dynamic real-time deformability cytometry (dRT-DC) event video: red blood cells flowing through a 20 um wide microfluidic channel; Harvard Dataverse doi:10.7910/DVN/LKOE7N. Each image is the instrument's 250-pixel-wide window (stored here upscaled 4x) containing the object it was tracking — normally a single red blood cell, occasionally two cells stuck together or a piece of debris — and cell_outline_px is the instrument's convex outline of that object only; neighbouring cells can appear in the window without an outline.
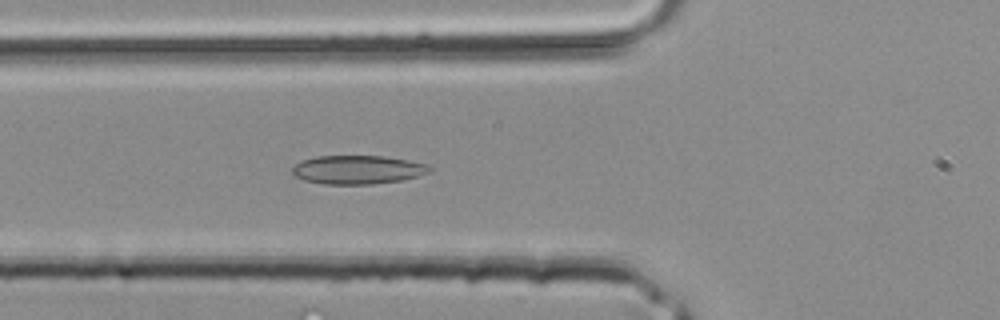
{"species": "common noctule bat (a hibernating species)", "species_latin": "Nyctalus noctula", "temperature_condition": "room temperature", "stored_images_in_passage": 41, "camera_frame_rate_fps": 3000, "um_per_image_px": 0.085, "animal": {"sex": "male", "body_mass_g": 20.4}, "frame": {"image": 1, "passage_image": 14, "time_ms": 4.333, "image_size_px": [1000, 320], "cell_outline_px": [[432, 172], [420, 176], [400, 180], [372, 184], [324, 184], [304, 180], [292, 176], [292, 168], [300, 160], [316, 156], [384, 156], [408, 160], [428, 164], [432, 168]], "centroid_in_image_um": [30.4, 14.42], "position_along_channel_um": 95.4, "area_um2": 23.18}}
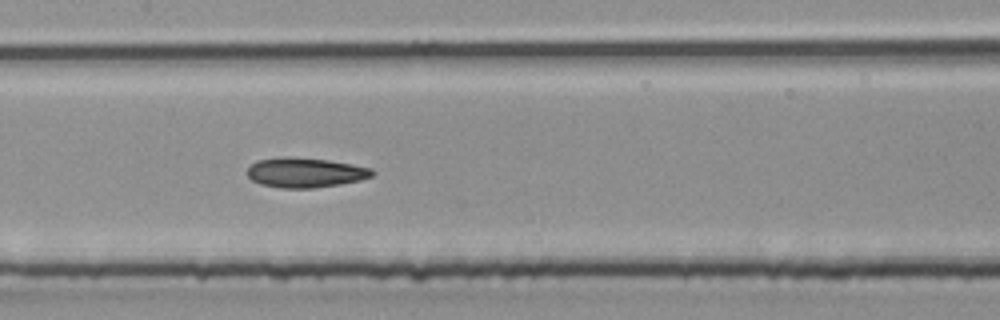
{"frame": {"image": 2, "passage_image": 19, "time_ms": 6.0, "image_size_px": [1000, 320], "cell_outline_px": [[376, 172], [372, 176], [360, 180], [340, 184], [312, 188], [280, 188], [260, 184], [252, 180], [248, 176], [248, 168], [256, 160], [328, 160], [352, 164], [372, 168]], "centroid_in_image_um": [26.02, 14.72], "position_along_channel_um": 181.4, "area_um2": 20.69}}
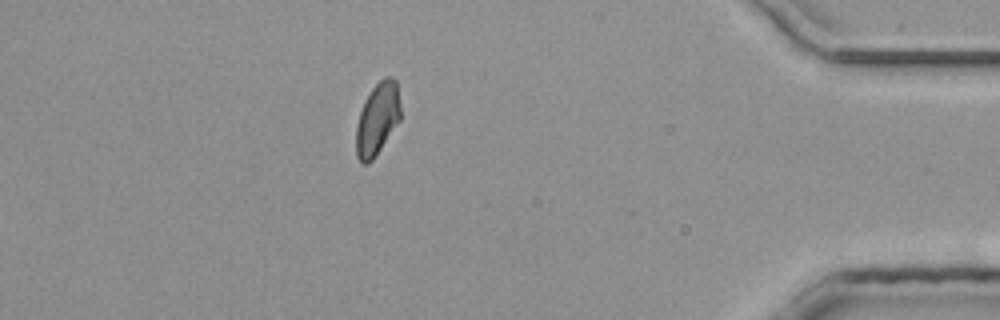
{"frame": {"image": 3, "passage_image": 41, "time_ms": 13.333, "image_size_px": [1000, 320], "cell_outline_px": [[400, 120], [376, 156], [368, 164], [360, 164], [356, 156], [356, 128], [360, 112], [364, 100], [372, 88], [384, 76], [392, 76], [396, 80], [400, 108]], "centroid_in_image_um": [32.07, 10.13], "position_along_channel_um": 403.1, "area_um2": 18.84}}